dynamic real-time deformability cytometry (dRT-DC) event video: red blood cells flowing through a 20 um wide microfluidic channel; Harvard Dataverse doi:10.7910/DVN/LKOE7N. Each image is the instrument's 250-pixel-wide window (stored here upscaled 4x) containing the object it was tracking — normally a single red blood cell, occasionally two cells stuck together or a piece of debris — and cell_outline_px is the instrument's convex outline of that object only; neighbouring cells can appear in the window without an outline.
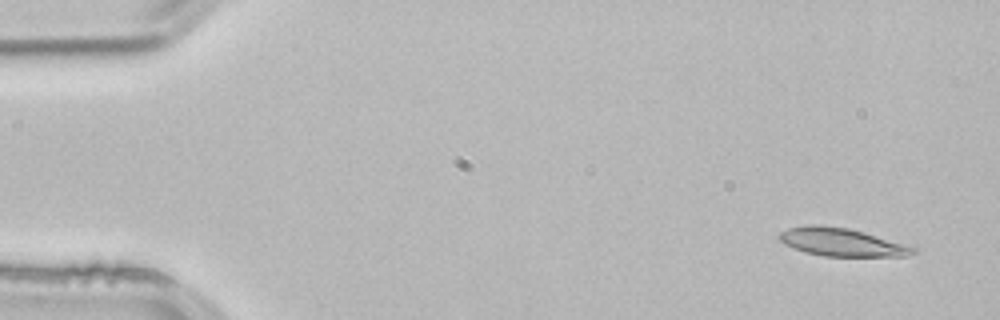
{"species": "common noctule bat (a hibernating species)", "species_latin": "Nyctalus noctula", "temperature_condition": "room temperature", "stored_images_in_passage": 3, "camera_frame_rate_fps": 3000, "um_per_image_px": 0.085, "animal": {"sex": "male", "body_mass_g": 21.5, "forearm_length_mm": 52.0}, "frame": {"image": 1, "passage_image": 1, "time_ms": 0.0, "image_size_px": [1000, 320], "cell_outline_px": [[916, 252], [908, 256], [824, 256], [804, 252], [784, 244], [776, 236], [780, 232], [788, 228], [808, 224], [812, 224], [848, 228], [864, 232], [916, 248]], "centroid_in_image_um": [71.48, 20.58], "position_along_channel_um": 13.5, "area_um2": 21.73}}
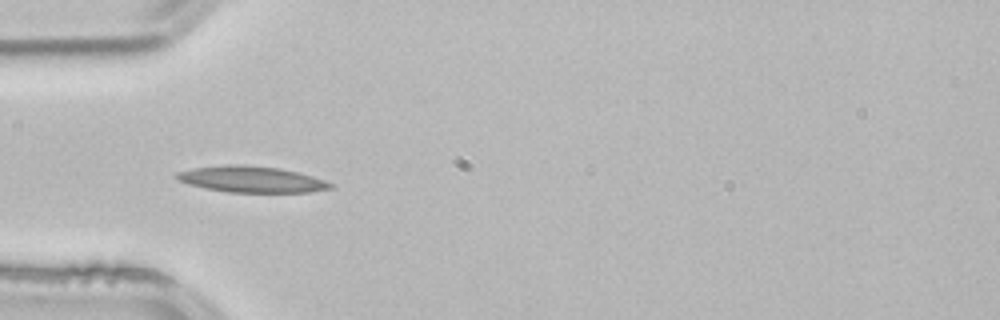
{"frame": {"image": 2, "passage_image": 3, "time_ms": 0.667, "image_size_px": [1000, 320], "cell_outline_px": [[336, 184], [332, 188], [308, 192], [228, 192], [188, 184], [180, 180], [176, 176], [176, 172], [192, 168], [228, 164], [244, 164], [280, 168], [312, 176]], "centroid_in_image_um": [21.4, 15.23], "position_along_channel_um": 63.6, "area_um2": 23.35}}